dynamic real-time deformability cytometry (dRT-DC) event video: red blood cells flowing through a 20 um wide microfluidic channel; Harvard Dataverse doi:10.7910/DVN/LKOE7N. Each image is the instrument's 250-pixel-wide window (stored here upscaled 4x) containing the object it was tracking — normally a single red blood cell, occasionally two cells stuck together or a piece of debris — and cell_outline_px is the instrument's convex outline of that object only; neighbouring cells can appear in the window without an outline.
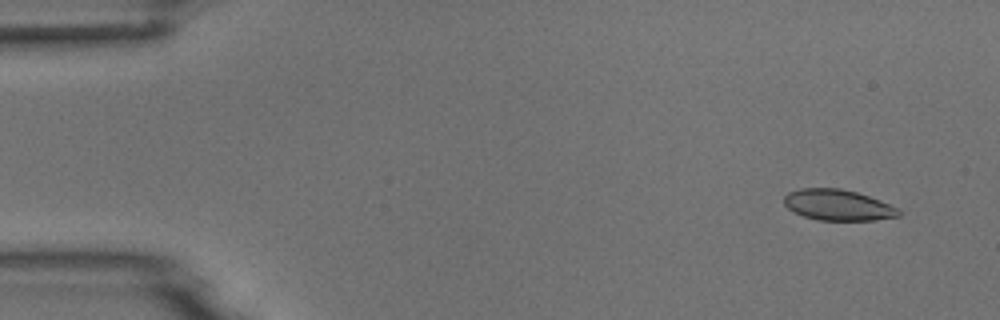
{"species": "common noctule bat (a hibernating species)", "species_latin": "Nyctalus noctula", "temperature_condition": "room temperature", "stored_images_in_passage": 7, "camera_frame_rate_fps": 3000, "um_per_image_px": 0.085, "animal": {"sex": "male", "body_mass_g": 18.8}, "frame": {"image": 1, "passage_image": 2, "time_ms": 1.0, "image_size_px": [1000, 320], "cell_outline_px": [[900, 216], [876, 220], [820, 220], [804, 216], [792, 212], [784, 204], [784, 196], [788, 192], [800, 188], [840, 188], [856, 192], [868, 196], [900, 208]], "centroid_in_image_um": [71.21, 17.42], "position_along_channel_um": 13.8, "area_um2": 20.69}}
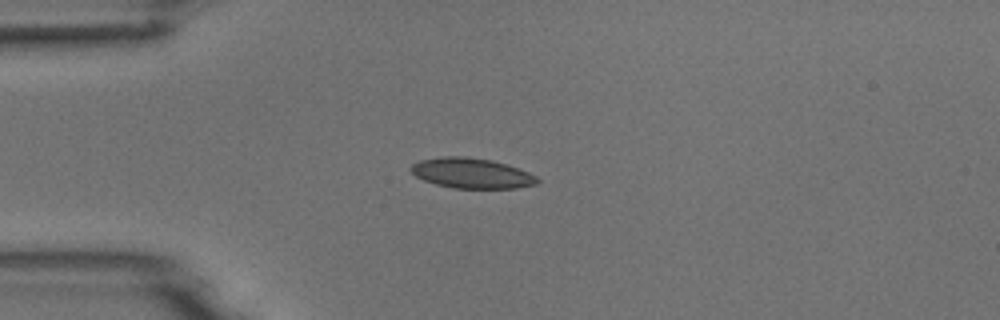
{"frame": {"image": 2, "passage_image": 5, "time_ms": 4.333, "image_size_px": [1000, 320], "cell_outline_px": [[540, 180], [536, 184], [516, 188], [452, 188], [436, 184], [424, 180], [416, 176], [408, 168], [412, 164], [420, 160], [440, 156], [464, 156], [492, 160], [528, 172], [536, 176]], "centroid_in_image_um": [40.05, 14.72], "position_along_channel_um": 44.9, "area_um2": 22.2}}
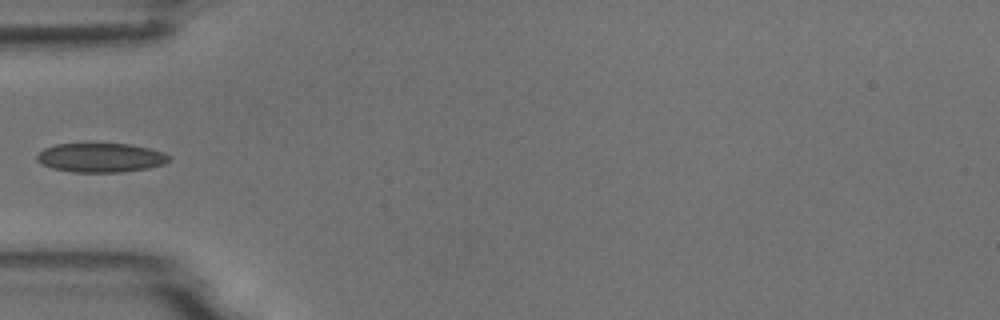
{"frame": {"image": 3, "passage_image": 6, "time_ms": 5.667, "image_size_px": [1000, 320], "cell_outline_px": [[172, 160], [164, 164], [148, 168], [120, 172], [72, 172], [52, 168], [40, 164], [36, 160], [36, 156], [44, 148], [56, 144], [132, 144], [164, 152], [172, 156]], "centroid_in_image_um": [8.58, 13.4], "position_along_channel_um": 76.4, "area_um2": 22.6}}